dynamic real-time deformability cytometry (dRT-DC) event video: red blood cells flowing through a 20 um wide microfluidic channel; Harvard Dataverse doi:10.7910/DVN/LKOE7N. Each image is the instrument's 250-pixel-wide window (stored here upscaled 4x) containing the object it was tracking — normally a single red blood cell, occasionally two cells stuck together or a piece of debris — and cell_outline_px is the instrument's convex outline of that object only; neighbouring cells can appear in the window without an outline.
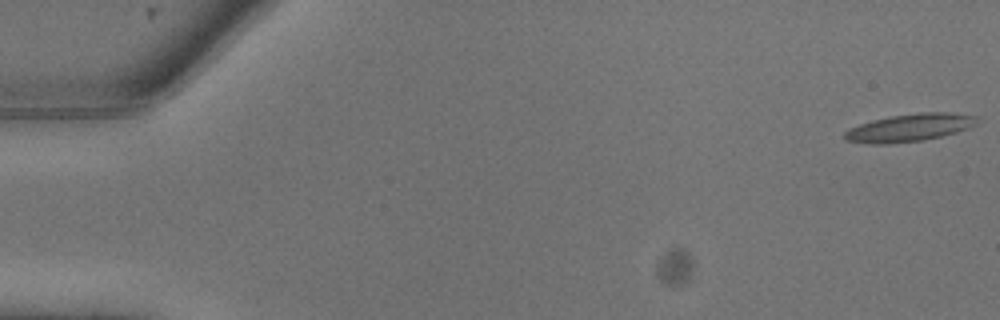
{"species": "common noctule bat (a hibernating species)", "species_latin": "Nyctalus noctula", "temperature_condition": "warm", "stored_images_in_passage": 14, "camera_frame_rate_fps": 3000, "um_per_image_px": 0.085, "animal": {"sex": "male", "body_mass_g": 13.3}, "frame": {"image": 1, "passage_image": 1, "time_ms": 0.0, "image_size_px": [1000, 320], "cell_outline_px": [[976, 124], [968, 128], [956, 132], [940, 136], [920, 140], [888, 144], [872, 144], [844, 140], [844, 132], [860, 124], [872, 120], [892, 116], [920, 112], [948, 112], [976, 116]], "centroid_in_image_um": [77.29, 10.85], "position_along_channel_um": 7.7, "area_um2": 20.98}}
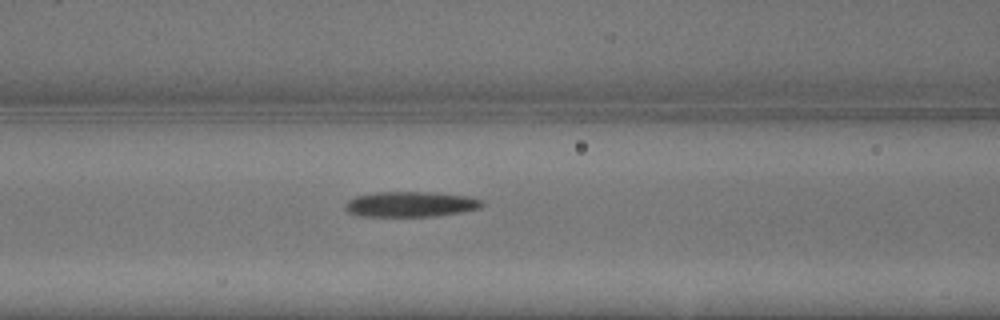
{"frame": {"image": 2, "passage_image": 11, "time_ms": 3.333, "image_size_px": [1000, 320], "cell_outline_px": [[484, 204], [480, 208], [460, 212], [436, 216], [360, 216], [348, 212], [344, 208], [344, 204], [348, 200], [356, 196], [376, 192], [436, 192], [472, 196], [480, 200]], "centroid_in_image_um": [34.9, 17.35], "position_along_channel_um": 131.7, "area_um2": 20.35}}
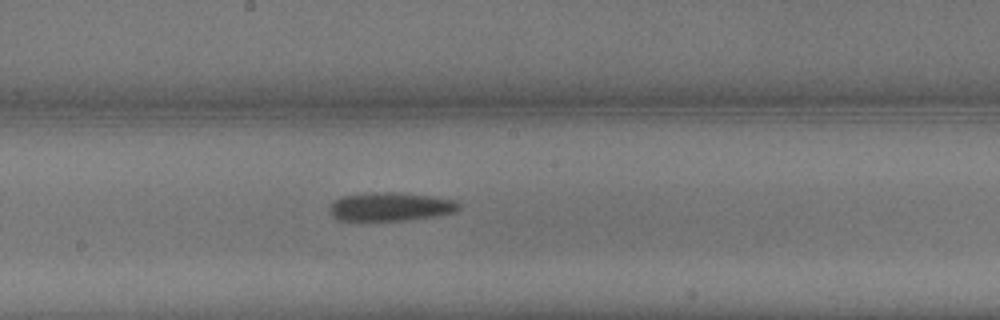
{"frame": {"image": 3, "passage_image": 14, "time_ms": 4.333, "image_size_px": [1000, 320], "cell_outline_px": [[460, 208], [456, 212], [436, 216], [408, 220], [336, 220], [328, 212], [328, 208], [336, 200], [344, 196], [372, 192], [408, 192], [456, 200], [460, 204]], "centroid_in_image_um": [33.23, 17.56], "position_along_channel_um": 215.0, "area_um2": 21.79}}